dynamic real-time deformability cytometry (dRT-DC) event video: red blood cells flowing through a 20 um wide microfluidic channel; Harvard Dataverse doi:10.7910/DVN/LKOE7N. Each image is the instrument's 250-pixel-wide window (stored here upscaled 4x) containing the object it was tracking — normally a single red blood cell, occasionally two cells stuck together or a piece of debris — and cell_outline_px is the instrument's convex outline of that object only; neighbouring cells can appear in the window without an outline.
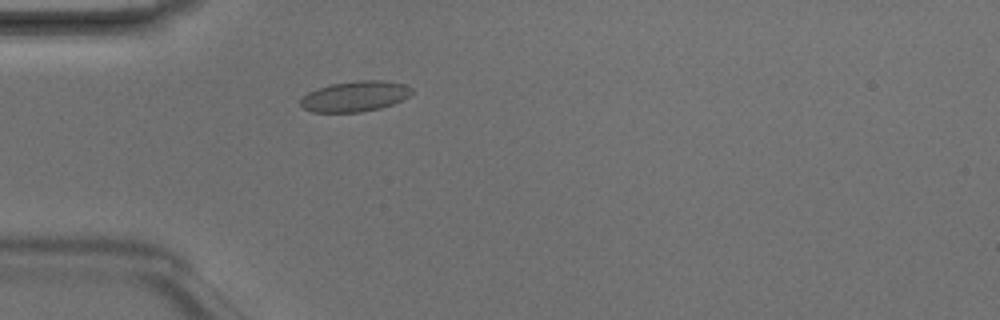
{"species": "Egyptian fruit bat (a non-hibernating species)", "species_latin": "Rousettus aegyptiacus", "temperature_condition": "room temperature", "stored_images_in_passage": 2, "camera_frame_rate_fps": 3000, "um_per_image_px": 0.085, "animal": {"sex": "male"}, "frame": {"image": 1, "passage_image": 2, "time_ms": 0.333, "image_size_px": [1000, 320], "cell_outline_px": [[412, 92], [408, 96], [392, 104], [380, 108], [360, 112], [312, 112], [304, 108], [300, 104], [300, 100], [308, 92], [328, 84], [360, 80], [384, 80], [404, 84], [412, 88]], "centroid_in_image_um": [30.16, 8.18], "position_along_channel_um": 54.8, "area_um2": 19.71}}